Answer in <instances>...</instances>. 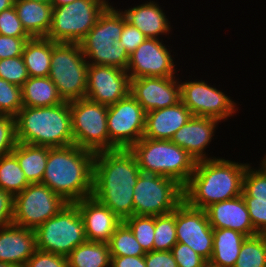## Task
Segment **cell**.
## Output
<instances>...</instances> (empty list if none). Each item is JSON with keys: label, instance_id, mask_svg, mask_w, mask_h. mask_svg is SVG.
Wrapping results in <instances>:
<instances>
[{"label": "cell", "instance_id": "obj_1", "mask_svg": "<svg viewBox=\"0 0 266 267\" xmlns=\"http://www.w3.org/2000/svg\"><path fill=\"white\" fill-rule=\"evenodd\" d=\"M140 172L129 149L96 153L92 196L124 221L134 215V187Z\"/></svg>", "mask_w": 266, "mask_h": 267}, {"label": "cell", "instance_id": "obj_2", "mask_svg": "<svg viewBox=\"0 0 266 267\" xmlns=\"http://www.w3.org/2000/svg\"><path fill=\"white\" fill-rule=\"evenodd\" d=\"M219 157L197 161L190 180L183 187L184 201L205 210L211 204L242 194L243 176L250 163Z\"/></svg>", "mask_w": 266, "mask_h": 267}, {"label": "cell", "instance_id": "obj_3", "mask_svg": "<svg viewBox=\"0 0 266 267\" xmlns=\"http://www.w3.org/2000/svg\"><path fill=\"white\" fill-rule=\"evenodd\" d=\"M95 153L73 144L50 148L41 184L48 186L67 203L93 194Z\"/></svg>", "mask_w": 266, "mask_h": 267}, {"label": "cell", "instance_id": "obj_4", "mask_svg": "<svg viewBox=\"0 0 266 267\" xmlns=\"http://www.w3.org/2000/svg\"><path fill=\"white\" fill-rule=\"evenodd\" d=\"M15 120L17 142L50 148L74 144L70 102L48 107H22Z\"/></svg>", "mask_w": 266, "mask_h": 267}, {"label": "cell", "instance_id": "obj_5", "mask_svg": "<svg viewBox=\"0 0 266 267\" xmlns=\"http://www.w3.org/2000/svg\"><path fill=\"white\" fill-rule=\"evenodd\" d=\"M111 4L100 15L96 25L80 42L89 65L113 66L126 70L130 55L119 44L125 16Z\"/></svg>", "mask_w": 266, "mask_h": 267}, {"label": "cell", "instance_id": "obj_6", "mask_svg": "<svg viewBox=\"0 0 266 267\" xmlns=\"http://www.w3.org/2000/svg\"><path fill=\"white\" fill-rule=\"evenodd\" d=\"M140 171L176 180L183 187L194 172L196 160L171 140L142 137L129 149Z\"/></svg>", "mask_w": 266, "mask_h": 267}, {"label": "cell", "instance_id": "obj_7", "mask_svg": "<svg viewBox=\"0 0 266 267\" xmlns=\"http://www.w3.org/2000/svg\"><path fill=\"white\" fill-rule=\"evenodd\" d=\"M88 65L80 43L52 41L51 69L48 77L56 85L63 101L85 98Z\"/></svg>", "mask_w": 266, "mask_h": 267}, {"label": "cell", "instance_id": "obj_8", "mask_svg": "<svg viewBox=\"0 0 266 267\" xmlns=\"http://www.w3.org/2000/svg\"><path fill=\"white\" fill-rule=\"evenodd\" d=\"M34 232L36 249L66 257L87 241L83 219L75 203H67Z\"/></svg>", "mask_w": 266, "mask_h": 267}, {"label": "cell", "instance_id": "obj_9", "mask_svg": "<svg viewBox=\"0 0 266 267\" xmlns=\"http://www.w3.org/2000/svg\"><path fill=\"white\" fill-rule=\"evenodd\" d=\"M110 4L109 0H75L53 7L46 38L53 42L80 43Z\"/></svg>", "mask_w": 266, "mask_h": 267}, {"label": "cell", "instance_id": "obj_10", "mask_svg": "<svg viewBox=\"0 0 266 267\" xmlns=\"http://www.w3.org/2000/svg\"><path fill=\"white\" fill-rule=\"evenodd\" d=\"M184 201L183 186L170 177L140 172L134 187V215L158 216L173 212Z\"/></svg>", "mask_w": 266, "mask_h": 267}, {"label": "cell", "instance_id": "obj_11", "mask_svg": "<svg viewBox=\"0 0 266 267\" xmlns=\"http://www.w3.org/2000/svg\"><path fill=\"white\" fill-rule=\"evenodd\" d=\"M74 144L93 153L109 151L108 106L88 98L70 102Z\"/></svg>", "mask_w": 266, "mask_h": 267}, {"label": "cell", "instance_id": "obj_12", "mask_svg": "<svg viewBox=\"0 0 266 267\" xmlns=\"http://www.w3.org/2000/svg\"><path fill=\"white\" fill-rule=\"evenodd\" d=\"M181 86V101L191 111L193 116L209 117L218 119L220 122H227L229 117L236 116L239 104L223 92V89L216 88V85L208 84V81L194 79L185 80Z\"/></svg>", "mask_w": 266, "mask_h": 267}, {"label": "cell", "instance_id": "obj_13", "mask_svg": "<svg viewBox=\"0 0 266 267\" xmlns=\"http://www.w3.org/2000/svg\"><path fill=\"white\" fill-rule=\"evenodd\" d=\"M67 202L48 186L29 184L14 196L13 224L35 230L55 216Z\"/></svg>", "mask_w": 266, "mask_h": 267}, {"label": "cell", "instance_id": "obj_14", "mask_svg": "<svg viewBox=\"0 0 266 267\" xmlns=\"http://www.w3.org/2000/svg\"><path fill=\"white\" fill-rule=\"evenodd\" d=\"M145 120L146 112L131 94L108 106L109 151L136 144L144 135Z\"/></svg>", "mask_w": 266, "mask_h": 267}, {"label": "cell", "instance_id": "obj_15", "mask_svg": "<svg viewBox=\"0 0 266 267\" xmlns=\"http://www.w3.org/2000/svg\"><path fill=\"white\" fill-rule=\"evenodd\" d=\"M167 47L170 46L164 44L163 40L146 38L129 57L126 71L130 79L178 76L180 69L176 70L175 55H172V49Z\"/></svg>", "mask_w": 266, "mask_h": 267}, {"label": "cell", "instance_id": "obj_16", "mask_svg": "<svg viewBox=\"0 0 266 267\" xmlns=\"http://www.w3.org/2000/svg\"><path fill=\"white\" fill-rule=\"evenodd\" d=\"M177 242L188 245L207 262L212 257L213 228L206 210L190 207L183 201L176 208Z\"/></svg>", "mask_w": 266, "mask_h": 267}, {"label": "cell", "instance_id": "obj_17", "mask_svg": "<svg viewBox=\"0 0 266 267\" xmlns=\"http://www.w3.org/2000/svg\"><path fill=\"white\" fill-rule=\"evenodd\" d=\"M130 94V77L126 70L113 66L88 65L85 98L110 106Z\"/></svg>", "mask_w": 266, "mask_h": 267}, {"label": "cell", "instance_id": "obj_18", "mask_svg": "<svg viewBox=\"0 0 266 267\" xmlns=\"http://www.w3.org/2000/svg\"><path fill=\"white\" fill-rule=\"evenodd\" d=\"M130 94L146 113L173 106L181 101L179 76L130 79Z\"/></svg>", "mask_w": 266, "mask_h": 267}, {"label": "cell", "instance_id": "obj_19", "mask_svg": "<svg viewBox=\"0 0 266 267\" xmlns=\"http://www.w3.org/2000/svg\"><path fill=\"white\" fill-rule=\"evenodd\" d=\"M219 123L221 124L218 119L192 116L186 124L174 133L171 141L187 151L196 162L218 158L214 155L209 156L207 148L214 140Z\"/></svg>", "mask_w": 266, "mask_h": 267}, {"label": "cell", "instance_id": "obj_20", "mask_svg": "<svg viewBox=\"0 0 266 267\" xmlns=\"http://www.w3.org/2000/svg\"><path fill=\"white\" fill-rule=\"evenodd\" d=\"M88 241L108 243L122 220L94 196L75 202Z\"/></svg>", "mask_w": 266, "mask_h": 267}, {"label": "cell", "instance_id": "obj_21", "mask_svg": "<svg viewBox=\"0 0 266 267\" xmlns=\"http://www.w3.org/2000/svg\"><path fill=\"white\" fill-rule=\"evenodd\" d=\"M205 210L213 229H232L247 237L257 235L242 194L229 200L213 203Z\"/></svg>", "mask_w": 266, "mask_h": 267}, {"label": "cell", "instance_id": "obj_22", "mask_svg": "<svg viewBox=\"0 0 266 267\" xmlns=\"http://www.w3.org/2000/svg\"><path fill=\"white\" fill-rule=\"evenodd\" d=\"M148 1L120 10L126 21L138 28L147 38L163 40L162 35L166 38L172 33L170 18L166 16L164 8L162 9L158 1Z\"/></svg>", "mask_w": 266, "mask_h": 267}, {"label": "cell", "instance_id": "obj_23", "mask_svg": "<svg viewBox=\"0 0 266 267\" xmlns=\"http://www.w3.org/2000/svg\"><path fill=\"white\" fill-rule=\"evenodd\" d=\"M36 250L35 232L15 224L0 228V261L24 267Z\"/></svg>", "mask_w": 266, "mask_h": 267}, {"label": "cell", "instance_id": "obj_24", "mask_svg": "<svg viewBox=\"0 0 266 267\" xmlns=\"http://www.w3.org/2000/svg\"><path fill=\"white\" fill-rule=\"evenodd\" d=\"M191 111L179 103L146 113L143 137L156 140H171L174 133L192 117Z\"/></svg>", "mask_w": 266, "mask_h": 267}, {"label": "cell", "instance_id": "obj_25", "mask_svg": "<svg viewBox=\"0 0 266 267\" xmlns=\"http://www.w3.org/2000/svg\"><path fill=\"white\" fill-rule=\"evenodd\" d=\"M14 7L24 29L32 38L47 36L52 24L51 4L14 0Z\"/></svg>", "mask_w": 266, "mask_h": 267}, {"label": "cell", "instance_id": "obj_26", "mask_svg": "<svg viewBox=\"0 0 266 267\" xmlns=\"http://www.w3.org/2000/svg\"><path fill=\"white\" fill-rule=\"evenodd\" d=\"M246 237L232 229H213V251L208 262L215 267H234Z\"/></svg>", "mask_w": 266, "mask_h": 267}, {"label": "cell", "instance_id": "obj_27", "mask_svg": "<svg viewBox=\"0 0 266 267\" xmlns=\"http://www.w3.org/2000/svg\"><path fill=\"white\" fill-rule=\"evenodd\" d=\"M49 147L17 142L12 153L29 184L41 183L47 164Z\"/></svg>", "mask_w": 266, "mask_h": 267}, {"label": "cell", "instance_id": "obj_28", "mask_svg": "<svg viewBox=\"0 0 266 267\" xmlns=\"http://www.w3.org/2000/svg\"><path fill=\"white\" fill-rule=\"evenodd\" d=\"M23 107H48L64 101L56 85L47 77H29L21 86Z\"/></svg>", "mask_w": 266, "mask_h": 267}, {"label": "cell", "instance_id": "obj_29", "mask_svg": "<svg viewBox=\"0 0 266 267\" xmlns=\"http://www.w3.org/2000/svg\"><path fill=\"white\" fill-rule=\"evenodd\" d=\"M52 40L46 37L29 39L23 50V60L29 77H47L51 69Z\"/></svg>", "mask_w": 266, "mask_h": 267}, {"label": "cell", "instance_id": "obj_30", "mask_svg": "<svg viewBox=\"0 0 266 267\" xmlns=\"http://www.w3.org/2000/svg\"><path fill=\"white\" fill-rule=\"evenodd\" d=\"M68 267H111L108 243L85 241L67 256Z\"/></svg>", "mask_w": 266, "mask_h": 267}, {"label": "cell", "instance_id": "obj_31", "mask_svg": "<svg viewBox=\"0 0 266 267\" xmlns=\"http://www.w3.org/2000/svg\"><path fill=\"white\" fill-rule=\"evenodd\" d=\"M28 185L16 156L11 152L0 157V188L16 196Z\"/></svg>", "mask_w": 266, "mask_h": 267}, {"label": "cell", "instance_id": "obj_32", "mask_svg": "<svg viewBox=\"0 0 266 267\" xmlns=\"http://www.w3.org/2000/svg\"><path fill=\"white\" fill-rule=\"evenodd\" d=\"M108 245L111 256H144L146 254L124 221L116 227Z\"/></svg>", "mask_w": 266, "mask_h": 267}, {"label": "cell", "instance_id": "obj_33", "mask_svg": "<svg viewBox=\"0 0 266 267\" xmlns=\"http://www.w3.org/2000/svg\"><path fill=\"white\" fill-rule=\"evenodd\" d=\"M234 267H266V240L262 234L246 237Z\"/></svg>", "mask_w": 266, "mask_h": 267}, {"label": "cell", "instance_id": "obj_34", "mask_svg": "<svg viewBox=\"0 0 266 267\" xmlns=\"http://www.w3.org/2000/svg\"><path fill=\"white\" fill-rule=\"evenodd\" d=\"M176 243V209L173 212L155 216L153 251H171Z\"/></svg>", "mask_w": 266, "mask_h": 267}, {"label": "cell", "instance_id": "obj_35", "mask_svg": "<svg viewBox=\"0 0 266 267\" xmlns=\"http://www.w3.org/2000/svg\"><path fill=\"white\" fill-rule=\"evenodd\" d=\"M124 222L132 230L135 239L143 250L146 253L153 251L155 216L133 215L126 218Z\"/></svg>", "mask_w": 266, "mask_h": 267}, {"label": "cell", "instance_id": "obj_36", "mask_svg": "<svg viewBox=\"0 0 266 267\" xmlns=\"http://www.w3.org/2000/svg\"><path fill=\"white\" fill-rule=\"evenodd\" d=\"M250 163L243 176V197H254V201L266 202V172ZM258 168V169H257Z\"/></svg>", "mask_w": 266, "mask_h": 267}, {"label": "cell", "instance_id": "obj_37", "mask_svg": "<svg viewBox=\"0 0 266 267\" xmlns=\"http://www.w3.org/2000/svg\"><path fill=\"white\" fill-rule=\"evenodd\" d=\"M22 107L21 87L0 78V114L15 117Z\"/></svg>", "mask_w": 266, "mask_h": 267}, {"label": "cell", "instance_id": "obj_38", "mask_svg": "<svg viewBox=\"0 0 266 267\" xmlns=\"http://www.w3.org/2000/svg\"><path fill=\"white\" fill-rule=\"evenodd\" d=\"M0 78L21 87L29 78L23 57L0 60Z\"/></svg>", "mask_w": 266, "mask_h": 267}, {"label": "cell", "instance_id": "obj_39", "mask_svg": "<svg viewBox=\"0 0 266 267\" xmlns=\"http://www.w3.org/2000/svg\"><path fill=\"white\" fill-rule=\"evenodd\" d=\"M17 145L14 116L0 115V157L11 153Z\"/></svg>", "mask_w": 266, "mask_h": 267}, {"label": "cell", "instance_id": "obj_40", "mask_svg": "<svg viewBox=\"0 0 266 267\" xmlns=\"http://www.w3.org/2000/svg\"><path fill=\"white\" fill-rule=\"evenodd\" d=\"M0 34L12 37H31L24 29L14 6L0 13Z\"/></svg>", "mask_w": 266, "mask_h": 267}, {"label": "cell", "instance_id": "obj_41", "mask_svg": "<svg viewBox=\"0 0 266 267\" xmlns=\"http://www.w3.org/2000/svg\"><path fill=\"white\" fill-rule=\"evenodd\" d=\"M171 252L174 256L178 267H202L207 261L183 243H176Z\"/></svg>", "mask_w": 266, "mask_h": 267}, {"label": "cell", "instance_id": "obj_42", "mask_svg": "<svg viewBox=\"0 0 266 267\" xmlns=\"http://www.w3.org/2000/svg\"><path fill=\"white\" fill-rule=\"evenodd\" d=\"M24 267H68L67 257L36 249Z\"/></svg>", "mask_w": 266, "mask_h": 267}, {"label": "cell", "instance_id": "obj_43", "mask_svg": "<svg viewBox=\"0 0 266 267\" xmlns=\"http://www.w3.org/2000/svg\"><path fill=\"white\" fill-rule=\"evenodd\" d=\"M253 228L257 234L266 231V202L254 201V197H243Z\"/></svg>", "mask_w": 266, "mask_h": 267}, {"label": "cell", "instance_id": "obj_44", "mask_svg": "<svg viewBox=\"0 0 266 267\" xmlns=\"http://www.w3.org/2000/svg\"><path fill=\"white\" fill-rule=\"evenodd\" d=\"M32 37H12L0 34V60L22 56L26 42Z\"/></svg>", "mask_w": 266, "mask_h": 267}, {"label": "cell", "instance_id": "obj_45", "mask_svg": "<svg viewBox=\"0 0 266 267\" xmlns=\"http://www.w3.org/2000/svg\"><path fill=\"white\" fill-rule=\"evenodd\" d=\"M146 36L135 26L126 21L123 26L119 44L131 55L145 40Z\"/></svg>", "mask_w": 266, "mask_h": 267}, {"label": "cell", "instance_id": "obj_46", "mask_svg": "<svg viewBox=\"0 0 266 267\" xmlns=\"http://www.w3.org/2000/svg\"><path fill=\"white\" fill-rule=\"evenodd\" d=\"M146 267H178L171 251H151L144 255Z\"/></svg>", "mask_w": 266, "mask_h": 267}, {"label": "cell", "instance_id": "obj_47", "mask_svg": "<svg viewBox=\"0 0 266 267\" xmlns=\"http://www.w3.org/2000/svg\"><path fill=\"white\" fill-rule=\"evenodd\" d=\"M14 196L0 188V228L13 223Z\"/></svg>", "mask_w": 266, "mask_h": 267}, {"label": "cell", "instance_id": "obj_48", "mask_svg": "<svg viewBox=\"0 0 266 267\" xmlns=\"http://www.w3.org/2000/svg\"><path fill=\"white\" fill-rule=\"evenodd\" d=\"M111 267H146L144 256H111Z\"/></svg>", "mask_w": 266, "mask_h": 267}, {"label": "cell", "instance_id": "obj_49", "mask_svg": "<svg viewBox=\"0 0 266 267\" xmlns=\"http://www.w3.org/2000/svg\"><path fill=\"white\" fill-rule=\"evenodd\" d=\"M14 6V0H0V13Z\"/></svg>", "mask_w": 266, "mask_h": 267}, {"label": "cell", "instance_id": "obj_50", "mask_svg": "<svg viewBox=\"0 0 266 267\" xmlns=\"http://www.w3.org/2000/svg\"><path fill=\"white\" fill-rule=\"evenodd\" d=\"M73 1H75V0H51V5L53 7L63 6V5L69 4Z\"/></svg>", "mask_w": 266, "mask_h": 267}, {"label": "cell", "instance_id": "obj_51", "mask_svg": "<svg viewBox=\"0 0 266 267\" xmlns=\"http://www.w3.org/2000/svg\"><path fill=\"white\" fill-rule=\"evenodd\" d=\"M258 164L265 172H266V153L264 154L263 159L261 158V161Z\"/></svg>", "mask_w": 266, "mask_h": 267}, {"label": "cell", "instance_id": "obj_52", "mask_svg": "<svg viewBox=\"0 0 266 267\" xmlns=\"http://www.w3.org/2000/svg\"><path fill=\"white\" fill-rule=\"evenodd\" d=\"M28 1H36L38 3L51 4V0H28Z\"/></svg>", "mask_w": 266, "mask_h": 267}, {"label": "cell", "instance_id": "obj_53", "mask_svg": "<svg viewBox=\"0 0 266 267\" xmlns=\"http://www.w3.org/2000/svg\"><path fill=\"white\" fill-rule=\"evenodd\" d=\"M0 267H14L12 264L0 261Z\"/></svg>", "mask_w": 266, "mask_h": 267}, {"label": "cell", "instance_id": "obj_54", "mask_svg": "<svg viewBox=\"0 0 266 267\" xmlns=\"http://www.w3.org/2000/svg\"><path fill=\"white\" fill-rule=\"evenodd\" d=\"M202 267H215V266L210 264L209 262H206Z\"/></svg>", "mask_w": 266, "mask_h": 267}, {"label": "cell", "instance_id": "obj_55", "mask_svg": "<svg viewBox=\"0 0 266 267\" xmlns=\"http://www.w3.org/2000/svg\"><path fill=\"white\" fill-rule=\"evenodd\" d=\"M262 235L264 236V238L266 240V231L264 233H262Z\"/></svg>", "mask_w": 266, "mask_h": 267}]
</instances>
